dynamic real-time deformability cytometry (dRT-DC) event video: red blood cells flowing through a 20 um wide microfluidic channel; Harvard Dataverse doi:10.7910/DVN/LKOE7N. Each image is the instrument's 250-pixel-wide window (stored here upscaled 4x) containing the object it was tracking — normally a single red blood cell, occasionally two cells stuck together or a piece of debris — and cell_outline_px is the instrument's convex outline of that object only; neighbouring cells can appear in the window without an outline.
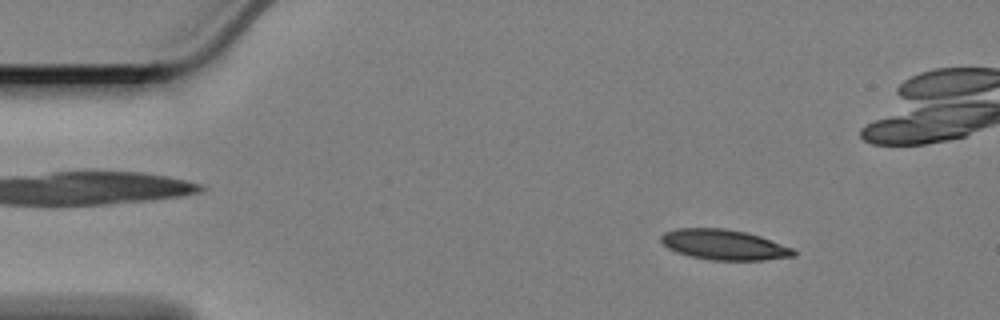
{"species": "Egyptian fruit bat (a non-hibernating species)", "species_latin": "Rousettus aegyptiacus", "temperature_condition": "cold", "stored_images_in_passage": 25, "camera_frame_rate_fps": 3000, "um_per_image_px": 0.085, "animal": {"sex": "female"}, "frame": {"image": 1, "passage_image": 1, "time_ms": 0.0, "image_size_px": [1000, 320], "cell_outline_px": [[796, 256], [764, 260], [712, 260], [692, 256], [676, 252], [668, 248], [660, 240], [660, 236], [664, 232], [676, 228], [724, 228], [744, 232], [760, 236], [792, 248], [796, 252]], "centroid_in_image_um": [61.52, 20.8], "position_along_channel_um": 23.5, "area_um2": 23.29}}
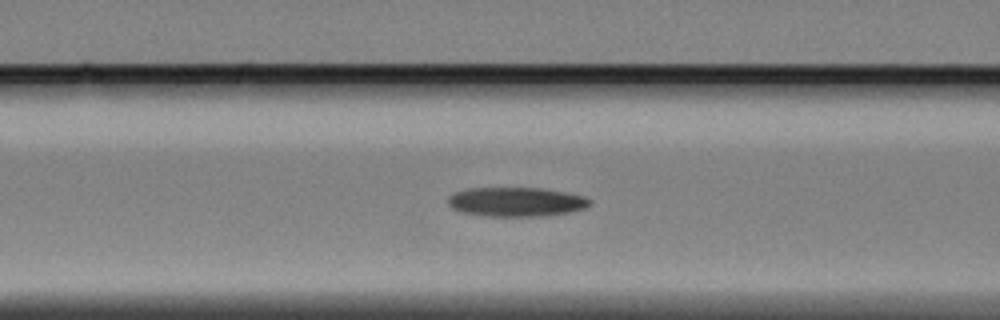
{"frame": {"image": 2, "passage_image": 16, "time_ms": 5.0, "image_size_px": [1000, 320], "cell_outline_px": [[592, 204], [584, 208], [568, 212], [544, 216], [488, 216], [464, 212], [452, 208], [448, 204], [448, 196], [456, 192], [468, 188], [544, 188], [584, 196], [592, 200]], "centroid_in_image_um": [43.89, 17.15], "position_along_channel_um": 122.7, "area_um2": 24.1}}
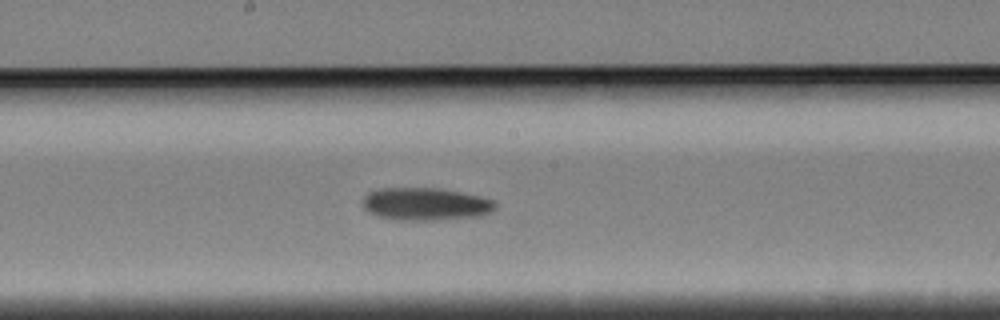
{"frame": {"image": 3, "passage_image": 24, "time_ms": 7.667, "image_size_px": [1000, 320], "cell_outline_px": [[496, 208], [492, 212], [480, 216], [436, 220], [396, 220], [376, 216], [368, 212], [364, 208], [364, 196], [368, 192], [380, 188], [440, 188], [480, 196], [496, 200]], "centroid_in_image_um": [36.19, 17.35], "position_along_channel_um": 212.0, "area_um2": 25.49}}